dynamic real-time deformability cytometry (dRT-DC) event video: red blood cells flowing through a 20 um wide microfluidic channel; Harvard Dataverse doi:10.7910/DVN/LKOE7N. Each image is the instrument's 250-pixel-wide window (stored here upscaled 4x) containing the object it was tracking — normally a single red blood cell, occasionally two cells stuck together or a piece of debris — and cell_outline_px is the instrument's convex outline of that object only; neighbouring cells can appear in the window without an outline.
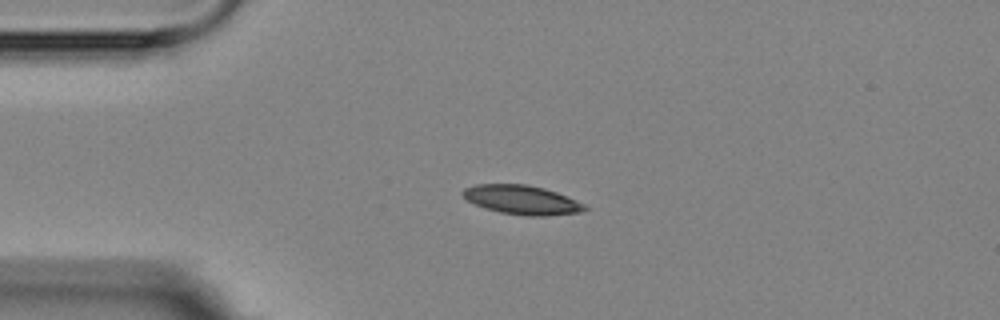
{"species": "Egyptian fruit bat (a non-hibernating species)", "species_latin": "Rousettus aegyptiacus", "temperature_condition": "room temperature", "stored_images_in_passage": 3, "camera_frame_rate_fps": 3000, "um_per_image_px": 0.085, "animal": {"sex": "female"}, "frame": {"image": 1, "passage_image": 2, "time_ms": 1.0, "image_size_px": [1000, 320], "cell_outline_px": [[588, 208], [580, 212], [544, 216], [524, 216], [500, 212], [484, 208], [468, 200], [460, 192], [464, 188], [476, 184], [528, 184], [544, 188], [556, 192], [576, 200], [584, 204]], "centroid_in_image_um": [44.34, 16.98], "position_along_channel_um": 40.7, "area_um2": 20.63}}